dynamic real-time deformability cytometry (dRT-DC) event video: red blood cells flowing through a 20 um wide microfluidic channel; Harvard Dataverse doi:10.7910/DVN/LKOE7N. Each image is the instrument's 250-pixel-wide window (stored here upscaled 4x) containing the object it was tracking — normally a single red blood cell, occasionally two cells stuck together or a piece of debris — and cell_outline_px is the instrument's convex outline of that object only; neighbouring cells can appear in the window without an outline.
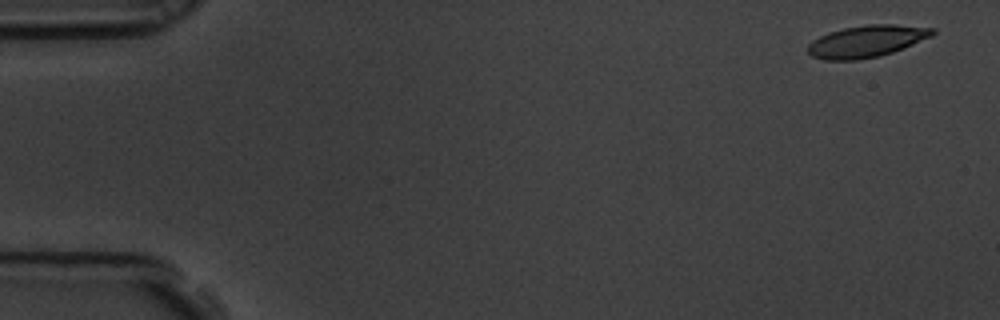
{"species": "common noctule bat (a hibernating species)", "species_latin": "Nyctalus noctula", "temperature_condition": "room temperature", "stored_images_in_passage": 6, "camera_frame_rate_fps": 3000, "um_per_image_px": 0.085, "animal": {"sex": "male", "body_mass_g": 19.5, "forearm_length_mm": 54.6}, "frame": {"image": 1, "passage_image": 1, "time_ms": 0.0, "image_size_px": [1000, 320], "cell_outline_px": [[936, 32], [932, 36], [892, 52], [880, 56], [856, 60], [824, 60], [812, 56], [808, 52], [808, 44], [812, 40], [828, 32], [844, 28], [868, 24], [892, 24], [936, 28]], "centroid_in_image_um": [73.65, 3.5], "position_along_channel_um": 11.3, "area_um2": 23.12}}
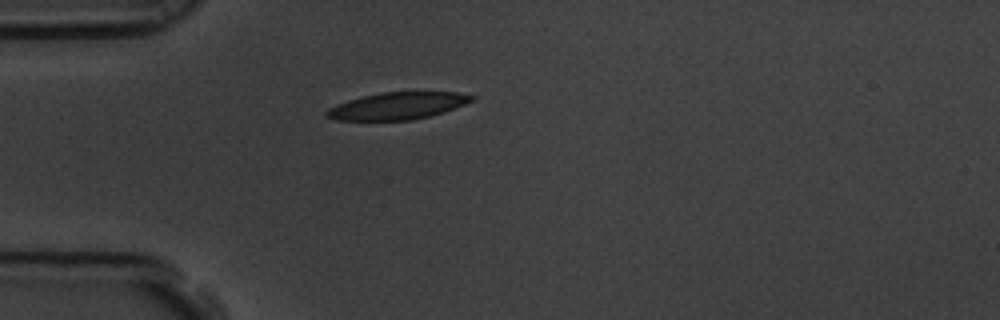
{"frame": {"image": 2, "passage_image": 5, "time_ms": 1.333, "image_size_px": [1000, 320], "cell_outline_px": [[476, 100], [444, 112], [412, 120], [336, 120], [328, 116], [324, 112], [328, 108], [336, 104], [360, 96], [384, 92], [456, 92], [476, 96]], "centroid_in_image_um": [33.81, 8.99], "position_along_channel_um": 51.2, "area_um2": 22.95}}